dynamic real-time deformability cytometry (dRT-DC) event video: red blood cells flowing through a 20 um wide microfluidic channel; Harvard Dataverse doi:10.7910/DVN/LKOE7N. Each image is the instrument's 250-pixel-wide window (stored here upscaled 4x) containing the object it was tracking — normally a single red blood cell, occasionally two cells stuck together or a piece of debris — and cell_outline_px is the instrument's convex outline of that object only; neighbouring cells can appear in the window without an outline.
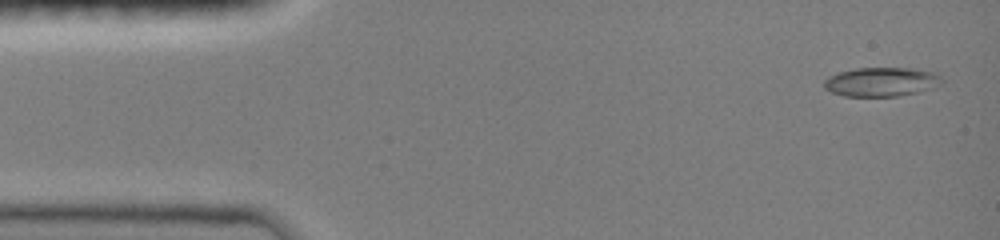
{"species": "common noctule bat (a hibernating species)", "species_latin": "Nyctalus noctula", "temperature_condition": "room temperature", "stored_images_in_passage": 50, "camera_frame_rate_fps": 3000, "um_per_image_px": 0.085, "animal": {"sex": "female", "body_mass_g": 19.0, "forearm_length_mm": 51.5}, "frame": {"image": 1, "passage_image": 3, "time_ms": 0.333, "image_size_px": [1000, 240], "cell_outline_px": [[944, 80], [940, 84], [932, 88], [900, 96], [844, 96], [832, 92], [824, 88], [824, 80], [828, 76], [840, 72], [856, 68], [912, 68], [932, 72], [940, 76]], "centroid_in_image_um": [74.9, 6.96], "position_along_channel_um": 10.1, "area_um2": 19.88}}
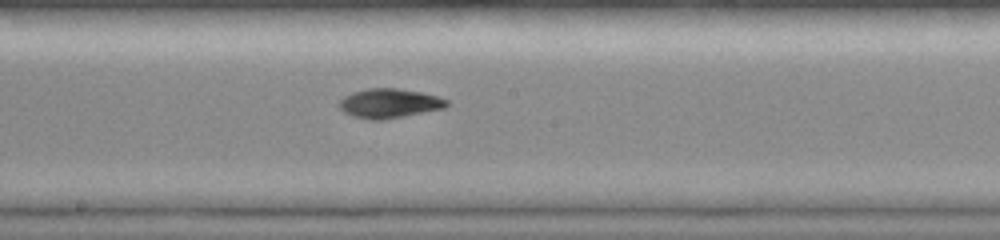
{"frame": {"image": 2, "passage_image": 28, "time_ms": 8.0, "image_size_px": [1000, 240], "cell_outline_px": [[448, 104], [444, 108], [384, 120], [368, 120], [352, 116], [344, 112], [336, 104], [344, 96], [352, 92], [368, 88], [396, 88], [420, 92], [436, 96], [448, 100]], "centroid_in_image_um": [33.04, 8.79], "position_along_channel_um": 215.2, "area_um2": 18.44}}
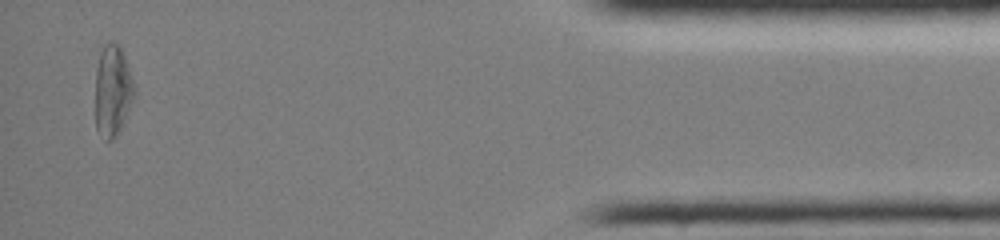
{"frame": {"image": 3, "passage_image": 48, "time_ms": 14.667, "image_size_px": [1000, 240], "cell_outline_px": [[136, 96], [120, 128], [112, 140], [108, 140], [96, 128], [96, 68], [100, 52], [104, 44], [108, 40], [120, 44], [136, 88]], "centroid_in_image_um": [9.6, 7.63], "position_along_channel_um": 425.6, "area_um2": 20.75}, "authors_computed_cell_mechanics": {"area_um2": 18.496, "velocity_mm_per_s": 4.0566, "shape_relaxation_time_tau1_ms": 5.0087, "shape_relaxation_time_tau2_ms": null, "deformation_change_tau1": 0.1904, "deformation_change_tau2": null}}